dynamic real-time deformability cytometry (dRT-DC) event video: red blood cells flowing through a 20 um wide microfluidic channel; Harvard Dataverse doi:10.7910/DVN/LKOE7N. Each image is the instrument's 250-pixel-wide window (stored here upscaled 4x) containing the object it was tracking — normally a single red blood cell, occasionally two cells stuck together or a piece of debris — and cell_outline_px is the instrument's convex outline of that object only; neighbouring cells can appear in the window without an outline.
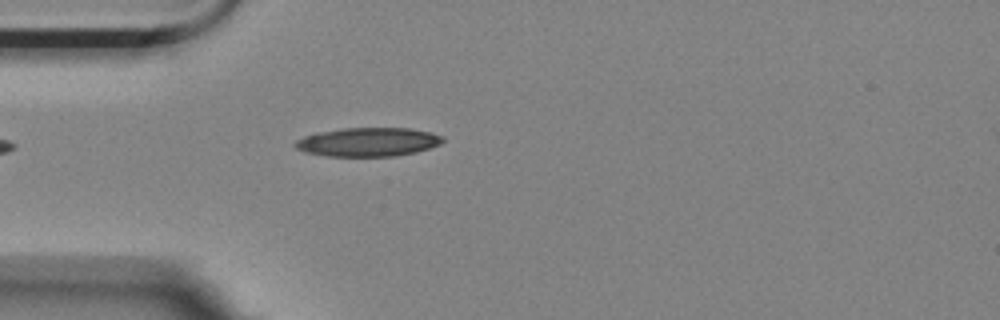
{"species": "Egyptian fruit bat (a non-hibernating species)", "species_latin": "Rousettus aegyptiacus", "temperature_condition": "room temperature", "stored_images_in_passage": 3, "camera_frame_rate_fps": 3000, "um_per_image_px": 0.085, "animal": {"sex": "female"}, "frame": {"image": 1, "passage_image": 3, "time_ms": 0.667, "image_size_px": [1000, 320], "cell_outline_px": [[444, 140], [440, 144], [416, 152], [392, 156], [328, 156], [304, 152], [296, 148], [292, 144], [296, 140], [304, 136], [316, 132], [344, 128], [408, 128], [432, 132], [444, 136]], "centroid_in_image_um": [31.27, 12.06], "position_along_channel_um": 53.7, "area_um2": 24.85}}